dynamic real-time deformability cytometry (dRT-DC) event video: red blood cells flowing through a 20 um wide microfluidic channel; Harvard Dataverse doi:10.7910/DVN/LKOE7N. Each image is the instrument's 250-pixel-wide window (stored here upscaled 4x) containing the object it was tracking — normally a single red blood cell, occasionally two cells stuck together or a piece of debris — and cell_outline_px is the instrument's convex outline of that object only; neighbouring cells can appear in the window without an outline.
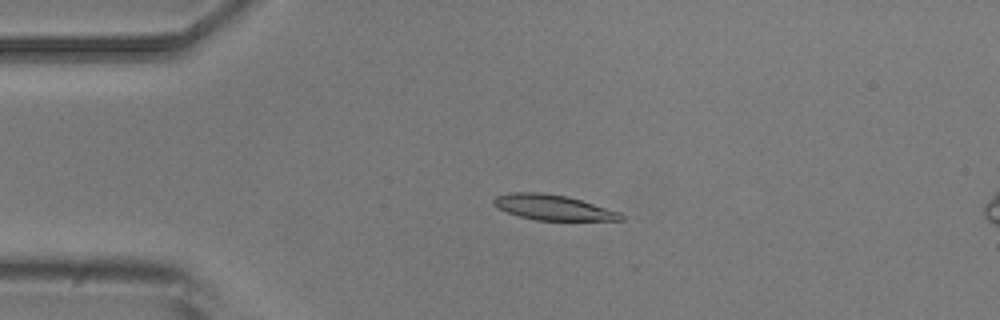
{"species": "common noctule bat (a hibernating species)", "species_latin": "Nyctalus noctula", "temperature_condition": "room temperature", "stored_images_in_passage": 4, "camera_frame_rate_fps": 3000, "um_per_image_px": 0.085, "animal": {"sex": "male", "body_mass_g": 20.5, "forearm_length_mm": 52.5}, "frame": {"image": 1, "passage_image": 3, "time_ms": 2.333, "image_size_px": [1000, 320], "cell_outline_px": [[624, 220], [536, 220], [520, 216], [496, 208], [492, 204], [492, 200], [496, 196], [508, 192], [544, 192], [568, 196], [620, 212], [624, 216]], "centroid_in_image_um": [46.97, 17.61], "position_along_channel_um": 38.0, "area_um2": 18.84}}